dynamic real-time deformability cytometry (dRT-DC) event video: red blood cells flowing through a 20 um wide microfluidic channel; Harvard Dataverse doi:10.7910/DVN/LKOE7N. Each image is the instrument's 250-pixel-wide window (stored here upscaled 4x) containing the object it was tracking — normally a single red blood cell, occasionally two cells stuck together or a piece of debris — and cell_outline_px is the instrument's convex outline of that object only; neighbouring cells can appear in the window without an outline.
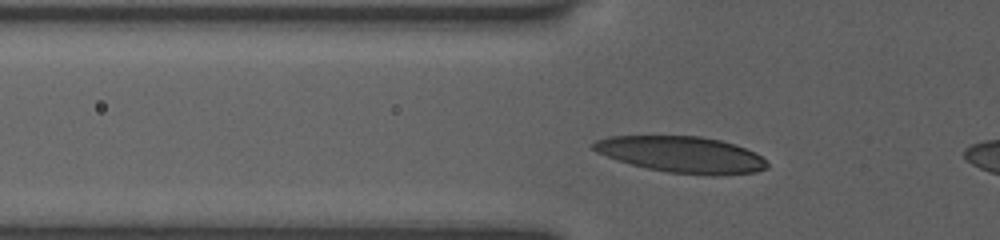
{"species": "human", "species_latin": "Homo sapiens", "temperature_condition": "room temperature", "stored_images_in_passage": 37, "camera_frame_rate_fps": 3000, "um_per_image_px": 0.085, "donor": {"sex": "female"}, "frame": {"image": 1, "passage_image": 8, "time_ms": 2.333, "image_size_px": [1000, 240], "cell_outline_px": [[768, 168], [756, 172], [720, 176], [712, 176], [668, 172], [648, 168], [632, 164], [596, 152], [592, 148], [592, 144], [596, 140], [608, 136], [700, 136], [720, 140], [736, 144], [760, 156], [768, 164]], "centroid_in_image_um": [57.97, 13.14], "position_along_channel_um": 67.8, "area_um2": 36.59}}
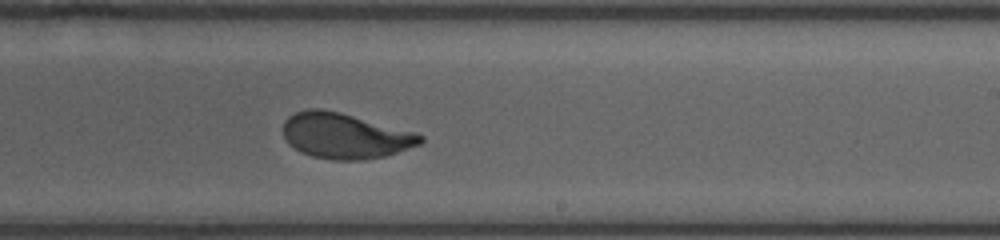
{"frame": {"image": 2, "passage_image": 23, "time_ms": 7.333, "image_size_px": [1000, 240], "cell_outline_px": [[424, 140], [420, 144], [384, 156], [360, 160], [332, 160], [312, 156], [300, 152], [288, 144], [284, 136], [284, 120], [288, 116], [296, 112], [308, 108], [320, 108], [340, 112], [416, 132], [424, 136]], "centroid_in_image_um": [29.31, 11.54], "position_along_channel_um": 259.7, "area_um2": 36.41}}
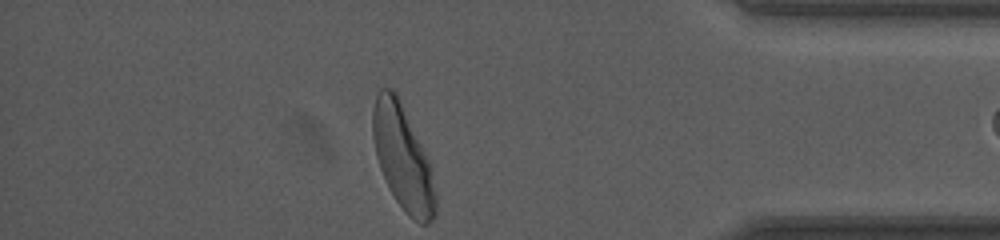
{"frame": {"image": 3, "passage_image": 36, "time_ms": 11.667, "image_size_px": [1000, 240], "cell_outline_px": [[436, 216], [428, 224], [420, 224], [412, 220], [404, 212], [396, 200], [380, 168], [376, 156], [372, 136], [372, 108], [376, 92], [380, 88], [392, 88], [396, 92], [428, 160], [436, 192]], "centroid_in_image_um": [34.22, 13.42], "position_along_channel_um": 401.0, "area_um2": 38.03}}